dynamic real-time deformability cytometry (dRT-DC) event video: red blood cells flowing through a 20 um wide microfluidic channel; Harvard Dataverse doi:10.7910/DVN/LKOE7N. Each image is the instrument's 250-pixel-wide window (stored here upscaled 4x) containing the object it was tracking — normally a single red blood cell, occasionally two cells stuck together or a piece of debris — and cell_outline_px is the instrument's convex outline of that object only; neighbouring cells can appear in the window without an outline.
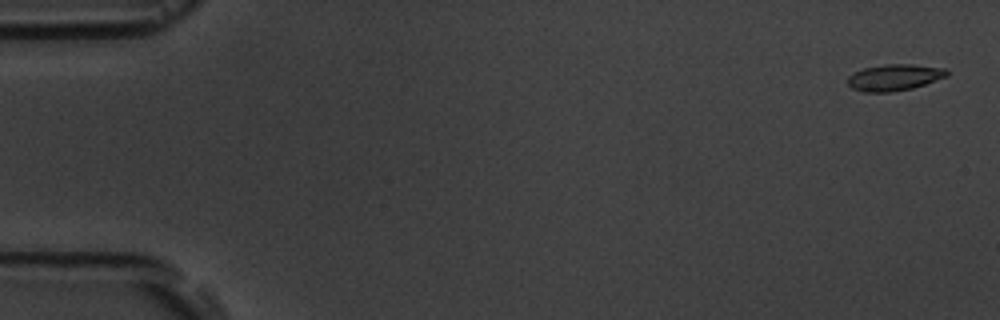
{"species": "common noctule bat (a hibernating species)", "species_latin": "Nyctalus noctula", "temperature_condition": "room temperature", "stored_images_in_passage": 6, "camera_frame_rate_fps": 3000, "um_per_image_px": 0.085, "animal": {"sex": "male", "body_mass_g": 19.5, "forearm_length_mm": 54.6}, "frame": {"image": 1, "passage_image": 1, "time_ms": 0.0, "image_size_px": [1000, 320], "cell_outline_px": [[948, 76], [912, 88], [892, 92], [864, 92], [852, 88], [848, 84], [848, 76], [864, 68], [888, 64], [912, 64], [944, 68], [948, 72]], "centroid_in_image_um": [76.02, 6.58], "position_along_channel_um": 9.0, "area_um2": 15.09}}
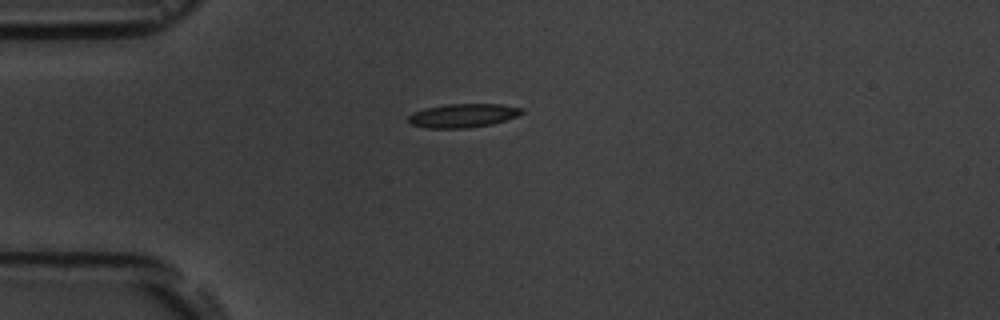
{"frame": {"image": 2, "passage_image": 4, "time_ms": 4.333, "image_size_px": [1000, 320], "cell_outline_px": [[524, 112], [516, 116], [492, 124], [468, 128], [424, 128], [412, 124], [408, 120], [408, 116], [412, 112], [424, 108], [448, 104], [500, 104], [524, 108]], "centroid_in_image_um": [39.33, 9.82], "position_along_channel_um": 45.7, "area_um2": 15.72}}
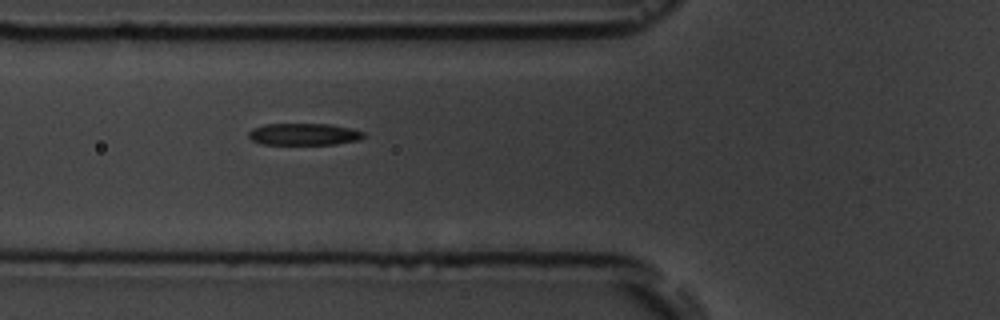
{"frame": {"image": 3, "passage_image": 6, "time_ms": 6.333, "image_size_px": [1000, 320], "cell_outline_px": [[364, 136], [360, 140], [336, 144], [260, 144], [252, 140], [248, 136], [248, 132], [252, 128], [264, 124], [328, 124], [352, 128], [364, 132]], "centroid_in_image_um": [25.82, 11.41], "position_along_channel_um": 100.0, "area_um2": 14.74}}